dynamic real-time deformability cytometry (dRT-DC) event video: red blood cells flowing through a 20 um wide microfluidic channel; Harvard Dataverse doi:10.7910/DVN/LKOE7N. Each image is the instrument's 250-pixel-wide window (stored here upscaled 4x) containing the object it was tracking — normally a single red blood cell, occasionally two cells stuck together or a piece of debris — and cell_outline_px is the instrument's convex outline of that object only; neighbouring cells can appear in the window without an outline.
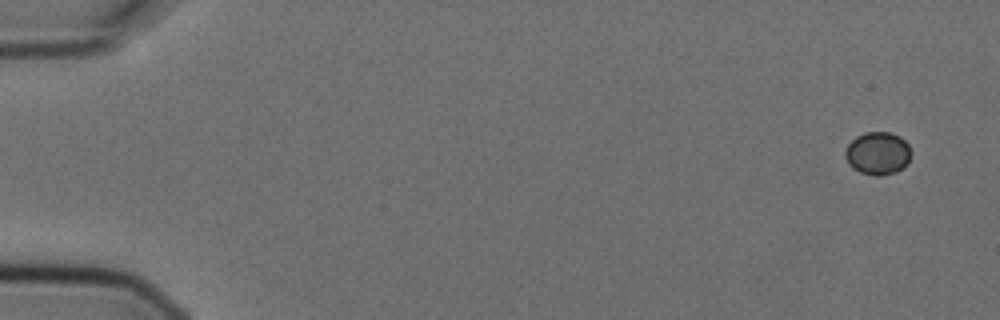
{"species": "Egyptian fruit bat (a non-hibernating species)", "species_latin": "Rousettus aegyptiacus", "temperature_condition": "cold", "stored_images_in_passage": 5, "camera_frame_rate_fps": 3000, "um_per_image_px": 0.085, "animal": {"sex": "female"}, "frame": {"image": 1, "passage_image": 1, "time_ms": 0.0, "image_size_px": [1000, 320], "cell_outline_px": [[912, 156], [908, 164], [904, 168], [896, 172], [880, 176], [872, 176], [860, 172], [852, 168], [848, 164], [844, 156], [844, 152], [848, 144], [856, 136], [864, 132], [888, 132], [900, 136], [908, 144], [912, 152]], "centroid_in_image_um": [74.62, 13.04], "position_along_channel_um": 10.4, "area_um2": 16.88}}
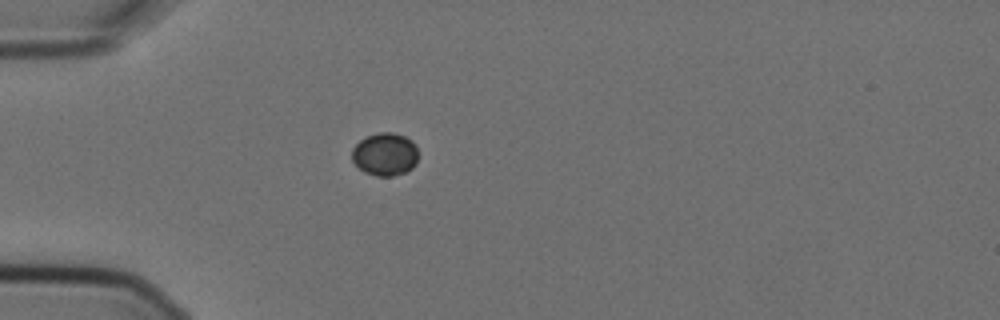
{"frame": {"image": 2, "passage_image": 5, "time_ms": 1.333, "image_size_px": [1000, 320], "cell_outline_px": [[416, 164], [412, 168], [404, 172], [392, 176], [376, 176], [364, 172], [352, 160], [352, 148], [360, 140], [368, 136], [380, 132], [392, 132], [404, 136], [412, 140], [416, 144]], "centroid_in_image_um": [32.72, 13.11], "position_along_channel_um": 52.3, "area_um2": 16.47}}